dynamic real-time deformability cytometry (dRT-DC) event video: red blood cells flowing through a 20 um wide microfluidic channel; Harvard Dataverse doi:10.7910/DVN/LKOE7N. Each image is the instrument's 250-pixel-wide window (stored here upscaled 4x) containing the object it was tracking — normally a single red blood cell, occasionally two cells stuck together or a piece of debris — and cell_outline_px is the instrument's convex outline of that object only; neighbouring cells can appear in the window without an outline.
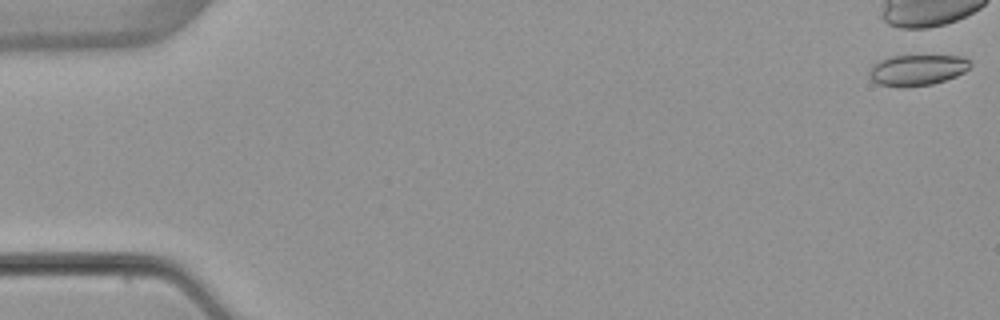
{"species": "common noctule bat (a hibernating species)", "species_latin": "Nyctalus noctula", "temperature_condition": "warm", "stored_images_in_passage": 1, "camera_frame_rate_fps": 3000, "um_per_image_px": 0.085, "animal": {"sex": "female", "body_mass_g": 22.7, "forearm_length_mm": 54.2}, "frame": {"image": 1, "passage_image": 1, "time_ms": 0.0, "image_size_px": [1000, 320], "cell_outline_px": [[972, 64], [964, 72], [956, 76], [932, 84], [904, 88], [896, 88], [876, 84], [868, 76], [868, 72], [872, 64], [888, 56], [964, 56]], "centroid_in_image_um": [77.89, 5.97], "position_along_channel_um": 7.1, "area_um2": 18.5}}